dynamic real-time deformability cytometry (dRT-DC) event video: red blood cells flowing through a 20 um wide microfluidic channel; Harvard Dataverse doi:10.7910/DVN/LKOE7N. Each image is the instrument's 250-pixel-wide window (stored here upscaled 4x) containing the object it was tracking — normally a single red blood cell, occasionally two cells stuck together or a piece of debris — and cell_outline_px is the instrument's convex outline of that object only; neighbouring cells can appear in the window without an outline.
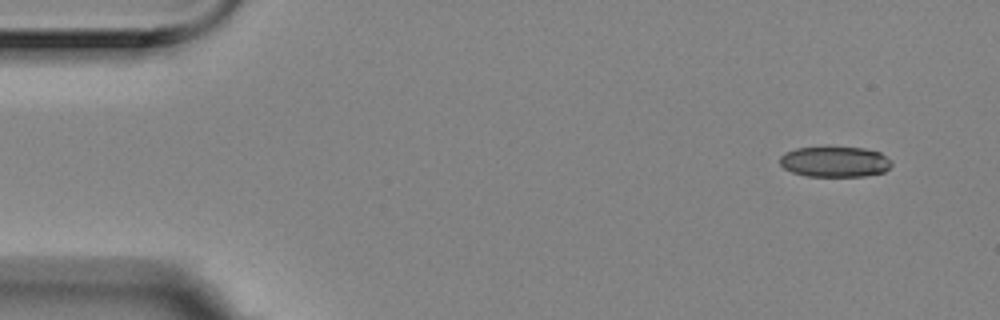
{"species": "Egyptian fruit bat (a non-hibernating species)", "species_latin": "Rousettus aegyptiacus", "temperature_condition": "room temperature", "stored_images_in_passage": 14, "camera_frame_rate_fps": 3000, "um_per_image_px": 0.085, "animal": {"sex": "female"}, "frame": {"image": 1, "passage_image": 1, "time_ms": 0.0, "image_size_px": [1000, 320], "cell_outline_px": [[892, 164], [884, 172], [864, 176], [808, 176], [792, 172], [784, 168], [780, 164], [780, 156], [784, 152], [796, 148], [828, 144], [864, 148], [880, 152], [892, 160]], "centroid_in_image_um": [70.95, 13.69], "position_along_channel_um": 14.1, "area_um2": 20.75}}
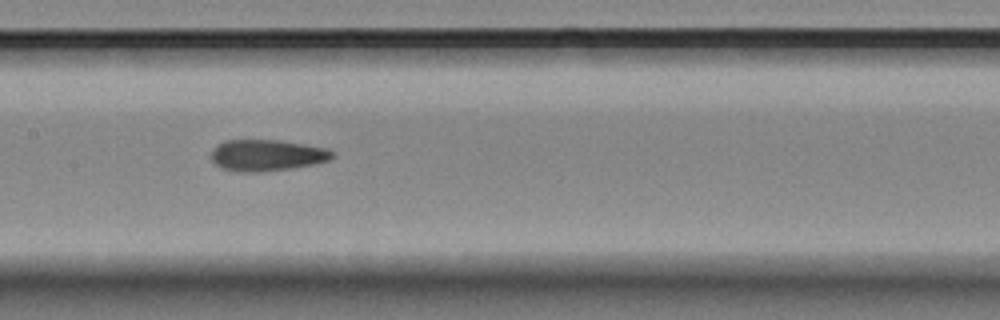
{"frame": {"image": 2, "passage_image": 7, "time_ms": 2.0, "image_size_px": [1000, 320], "cell_outline_px": [[336, 156], [328, 160], [316, 164], [292, 168], [264, 172], [240, 172], [220, 168], [212, 160], [212, 148], [224, 140], [280, 140], [328, 148]], "centroid_in_image_um": [22.69, 13.2], "position_along_channel_um": 184.7, "area_um2": 22.37}}
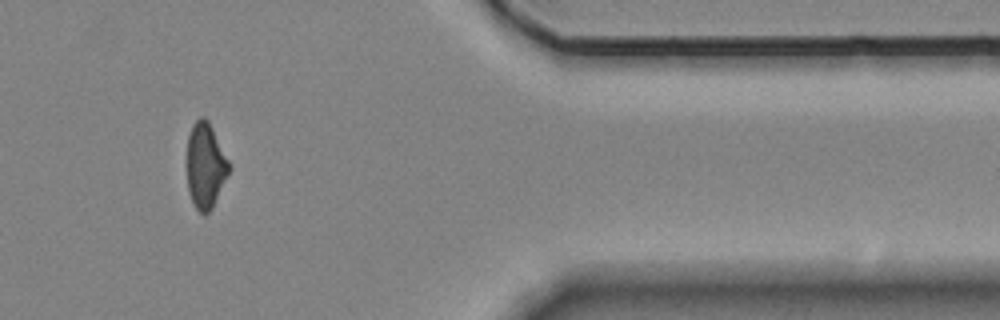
{"frame": {"image": 3, "passage_image": 12, "time_ms": 3.667, "image_size_px": [1000, 320], "cell_outline_px": [[232, 168], [212, 208], [204, 216], [196, 208], [188, 192], [188, 136], [192, 124], [200, 116], [204, 116], [208, 120], [232, 164]], "centroid_in_image_um": [17.5, 14.06], "position_along_channel_um": 393.9, "area_um2": 21.15}}